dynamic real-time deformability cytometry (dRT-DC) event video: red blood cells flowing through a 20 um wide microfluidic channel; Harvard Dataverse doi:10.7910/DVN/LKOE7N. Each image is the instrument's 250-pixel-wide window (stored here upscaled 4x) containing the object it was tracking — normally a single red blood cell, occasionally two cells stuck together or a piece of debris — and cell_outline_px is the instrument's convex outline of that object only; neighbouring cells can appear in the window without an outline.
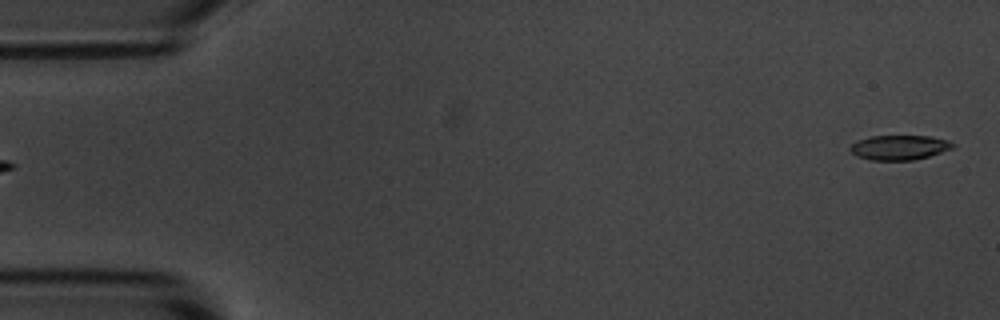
{"species": "common noctule bat (a hibernating species)", "species_latin": "Nyctalus noctula", "temperature_condition": "room temperature", "stored_images_in_passage": 6, "segment_of_instrument_passage": [2, 2], "camera_frame_rate_fps": 3000, "um_per_image_px": 0.085, "animal": {"sex": "male", "body_mass_g": 20.1, "forearm_length_mm": 53.5}, "frame": {"image": 1, "passage_image": 6, "time_ms": 6.0, "image_size_px": [1000, 320], "cell_outline_px": [[956, 144], [952, 148], [928, 156], [912, 160], [868, 160], [856, 156], [848, 148], [852, 144], [860, 140], [872, 136], [932, 136], [948, 140]], "centroid_in_image_um": [76.44, 12.53], "position_along_channel_um": 8.6, "area_um2": 14.68}}